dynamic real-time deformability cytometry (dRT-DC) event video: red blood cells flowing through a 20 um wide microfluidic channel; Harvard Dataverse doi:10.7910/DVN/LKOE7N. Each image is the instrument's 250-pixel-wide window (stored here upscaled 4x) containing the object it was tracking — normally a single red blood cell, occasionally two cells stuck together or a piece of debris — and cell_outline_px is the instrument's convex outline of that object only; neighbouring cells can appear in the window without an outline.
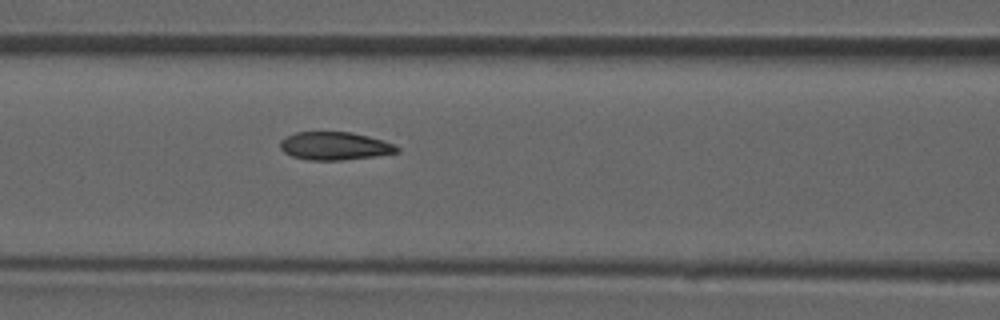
{"species": "common noctule bat (a hibernating species)", "species_latin": "Nyctalus noctula", "temperature_condition": "room temperature", "stored_images_in_passage": 29, "camera_frame_rate_fps": 3000, "um_per_image_px": 0.085, "animal": {"sex": "male", "forearm_length_mm": 52.5}, "frame": {"image": 1, "passage_image": 20, "time_ms": 6.333, "image_size_px": [1000, 320], "cell_outline_px": [[400, 152], [376, 156], [340, 160], [308, 160], [292, 156], [284, 152], [280, 148], [280, 140], [296, 132], [352, 132], [384, 140], [400, 148]], "centroid_in_image_um": [28.46, 12.41], "position_along_channel_um": 138.1, "area_um2": 19.07}}